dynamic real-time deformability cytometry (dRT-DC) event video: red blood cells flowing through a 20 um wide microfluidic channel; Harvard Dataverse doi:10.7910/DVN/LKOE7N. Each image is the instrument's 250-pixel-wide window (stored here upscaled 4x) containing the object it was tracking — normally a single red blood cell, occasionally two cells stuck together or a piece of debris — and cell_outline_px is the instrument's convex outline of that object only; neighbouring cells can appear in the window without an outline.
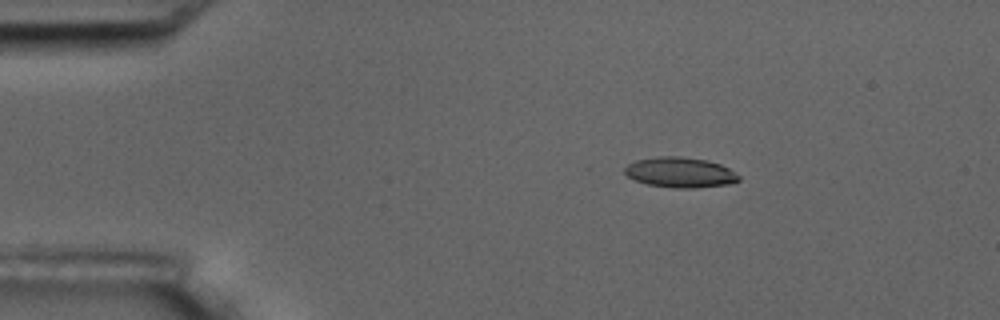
{"species": "common noctule bat (a hibernating species)", "species_latin": "Nyctalus noctula", "temperature_condition": "room temperature", "stored_images_in_passage": 3, "camera_frame_rate_fps": 3000, "um_per_image_px": 0.085, "animal": {"sex": "male", "body_mass_g": 17.5, "forearm_length_mm": 52.3}, "frame": {"image": 1, "passage_image": 1, "time_ms": 0.0, "image_size_px": [1000, 320], "cell_outline_px": [[740, 180], [732, 184], [696, 188], [676, 188], [648, 184], [636, 180], [628, 176], [624, 172], [624, 168], [628, 164], [636, 160], [660, 156], [680, 156], [708, 160], [720, 164], [728, 168], [740, 176]], "centroid_in_image_um": [57.84, 14.65], "position_along_channel_um": 27.2, "area_um2": 20.17}}
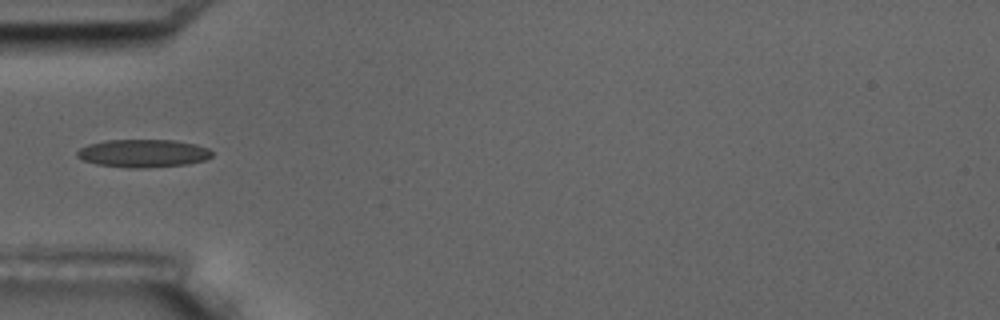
{"frame": {"image": 2, "passage_image": 3, "time_ms": 3.0, "image_size_px": [1000, 320], "cell_outline_px": [[212, 156], [204, 160], [188, 164], [144, 168], [128, 168], [96, 164], [84, 160], [76, 156], [76, 152], [80, 148], [88, 144], [108, 140], [176, 140], [196, 144], [208, 148], [212, 152]], "centroid_in_image_um": [12.17, 13.03], "position_along_channel_um": 72.8, "area_um2": 22.02}}